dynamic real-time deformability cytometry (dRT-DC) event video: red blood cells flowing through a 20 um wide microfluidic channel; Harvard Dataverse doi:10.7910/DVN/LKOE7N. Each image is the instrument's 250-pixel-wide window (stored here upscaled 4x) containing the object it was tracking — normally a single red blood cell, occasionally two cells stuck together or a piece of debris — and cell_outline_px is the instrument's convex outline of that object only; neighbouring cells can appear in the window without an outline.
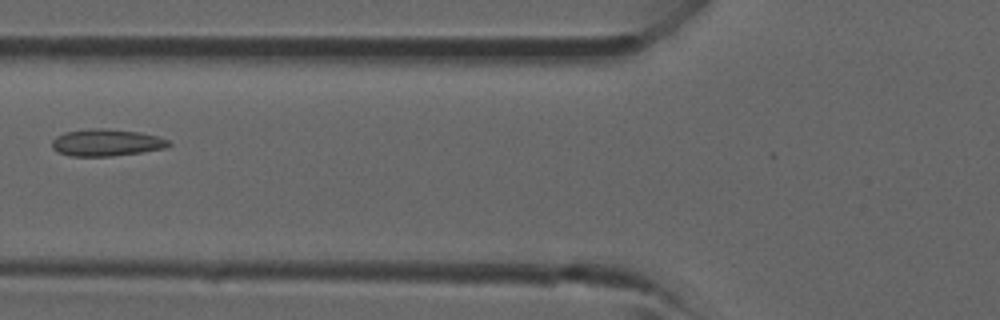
{"species": "common noctule bat (a hibernating species)", "species_latin": "Nyctalus noctula", "temperature_condition": "room temperature", "stored_images_in_passage": 3, "camera_frame_rate_fps": 3000, "um_per_image_px": 0.085, "animal": {"sex": "male", "forearm_length_mm": 52.5}, "frame": {"image": 1, "passage_image": 3, "time_ms": 2.0, "image_size_px": [1000, 320], "cell_outline_px": [[172, 144], [168, 148], [112, 156], [72, 156], [56, 152], [52, 148], [52, 140], [56, 136], [64, 132], [92, 128], [104, 128], [140, 132], [156, 136], [168, 140]], "centroid_in_image_um": [9.03, 12.12], "position_along_channel_um": 116.8, "area_um2": 18.44}}